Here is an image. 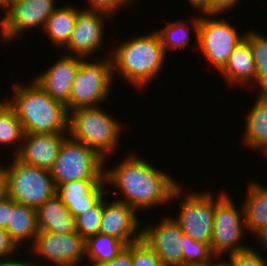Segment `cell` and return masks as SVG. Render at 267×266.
I'll use <instances>...</instances> for the list:
<instances>
[{
  "label": "cell",
  "mask_w": 267,
  "mask_h": 266,
  "mask_svg": "<svg viewBox=\"0 0 267 266\" xmlns=\"http://www.w3.org/2000/svg\"><path fill=\"white\" fill-rule=\"evenodd\" d=\"M110 168L105 165L104 181L106 185H114L123 196H119L115 189L112 191L118 194L115 200L126 203L137 212L167 205L174 190L181 184L169 172L161 171L135 152Z\"/></svg>",
  "instance_id": "1"
},
{
  "label": "cell",
  "mask_w": 267,
  "mask_h": 266,
  "mask_svg": "<svg viewBox=\"0 0 267 266\" xmlns=\"http://www.w3.org/2000/svg\"><path fill=\"white\" fill-rule=\"evenodd\" d=\"M111 50L113 76L119 75L138 90L157 80L167 56L156 31L124 40Z\"/></svg>",
  "instance_id": "2"
},
{
  "label": "cell",
  "mask_w": 267,
  "mask_h": 266,
  "mask_svg": "<svg viewBox=\"0 0 267 266\" xmlns=\"http://www.w3.org/2000/svg\"><path fill=\"white\" fill-rule=\"evenodd\" d=\"M12 85L13 94L5 97V102L15 112L24 134L68 133V110L64 104L52 99L34 80Z\"/></svg>",
  "instance_id": "3"
},
{
  "label": "cell",
  "mask_w": 267,
  "mask_h": 266,
  "mask_svg": "<svg viewBox=\"0 0 267 266\" xmlns=\"http://www.w3.org/2000/svg\"><path fill=\"white\" fill-rule=\"evenodd\" d=\"M122 127V123L101 106L68 112V136L98 152L105 164L119 146L120 134L124 132Z\"/></svg>",
  "instance_id": "4"
},
{
  "label": "cell",
  "mask_w": 267,
  "mask_h": 266,
  "mask_svg": "<svg viewBox=\"0 0 267 266\" xmlns=\"http://www.w3.org/2000/svg\"><path fill=\"white\" fill-rule=\"evenodd\" d=\"M12 161L8 166L0 162L7 177L8 197L37 209L56 194L57 188L49 170L25 164L15 156Z\"/></svg>",
  "instance_id": "5"
},
{
  "label": "cell",
  "mask_w": 267,
  "mask_h": 266,
  "mask_svg": "<svg viewBox=\"0 0 267 266\" xmlns=\"http://www.w3.org/2000/svg\"><path fill=\"white\" fill-rule=\"evenodd\" d=\"M99 61L80 57V67L71 86L69 111L78 108L98 107L109 97L113 87L111 56ZM88 60H90L88 62ZM93 62V63H92Z\"/></svg>",
  "instance_id": "6"
},
{
  "label": "cell",
  "mask_w": 267,
  "mask_h": 266,
  "mask_svg": "<svg viewBox=\"0 0 267 266\" xmlns=\"http://www.w3.org/2000/svg\"><path fill=\"white\" fill-rule=\"evenodd\" d=\"M105 159L94 149L67 136L50 170L56 188L76 180H104Z\"/></svg>",
  "instance_id": "7"
},
{
  "label": "cell",
  "mask_w": 267,
  "mask_h": 266,
  "mask_svg": "<svg viewBox=\"0 0 267 266\" xmlns=\"http://www.w3.org/2000/svg\"><path fill=\"white\" fill-rule=\"evenodd\" d=\"M182 185H179L173 192L171 200H179L180 209L174 220L179 224L185 235L193 240L209 244L212 240L213 217L215 201L224 193L215 195L211 190L193 192L189 190L184 193ZM183 197V199H182Z\"/></svg>",
  "instance_id": "8"
},
{
  "label": "cell",
  "mask_w": 267,
  "mask_h": 266,
  "mask_svg": "<svg viewBox=\"0 0 267 266\" xmlns=\"http://www.w3.org/2000/svg\"><path fill=\"white\" fill-rule=\"evenodd\" d=\"M224 193L215 201L211 251L225 257L226 253L242 252L251 247L241 243L247 231L243 205L237 208L229 193ZM241 210V211H240Z\"/></svg>",
  "instance_id": "9"
},
{
  "label": "cell",
  "mask_w": 267,
  "mask_h": 266,
  "mask_svg": "<svg viewBox=\"0 0 267 266\" xmlns=\"http://www.w3.org/2000/svg\"><path fill=\"white\" fill-rule=\"evenodd\" d=\"M201 15L196 51L202 52L211 66L219 71L226 64L234 48L244 39V33L241 35L235 25L225 18H220V15Z\"/></svg>",
  "instance_id": "10"
},
{
  "label": "cell",
  "mask_w": 267,
  "mask_h": 266,
  "mask_svg": "<svg viewBox=\"0 0 267 266\" xmlns=\"http://www.w3.org/2000/svg\"><path fill=\"white\" fill-rule=\"evenodd\" d=\"M56 0H10L3 9L5 15L0 20V39L13 42L26 31L45 27L47 18L56 7ZM24 32V33H23Z\"/></svg>",
  "instance_id": "11"
},
{
  "label": "cell",
  "mask_w": 267,
  "mask_h": 266,
  "mask_svg": "<svg viewBox=\"0 0 267 266\" xmlns=\"http://www.w3.org/2000/svg\"><path fill=\"white\" fill-rule=\"evenodd\" d=\"M29 248V253L37 257V266H80L85 258V240L76 231L60 235L39 230Z\"/></svg>",
  "instance_id": "12"
},
{
  "label": "cell",
  "mask_w": 267,
  "mask_h": 266,
  "mask_svg": "<svg viewBox=\"0 0 267 266\" xmlns=\"http://www.w3.org/2000/svg\"><path fill=\"white\" fill-rule=\"evenodd\" d=\"M107 18V19H106ZM113 16L101 10L80 9L77 7V18L68 43L64 46L68 55L91 58L100 52L103 43L104 22ZM103 44V45H102Z\"/></svg>",
  "instance_id": "13"
},
{
  "label": "cell",
  "mask_w": 267,
  "mask_h": 266,
  "mask_svg": "<svg viewBox=\"0 0 267 266\" xmlns=\"http://www.w3.org/2000/svg\"><path fill=\"white\" fill-rule=\"evenodd\" d=\"M168 217V218H167ZM142 227V241L145 242L166 266L183 264L184 233L174 217L164 215L153 225ZM150 225V226H149Z\"/></svg>",
  "instance_id": "14"
},
{
  "label": "cell",
  "mask_w": 267,
  "mask_h": 266,
  "mask_svg": "<svg viewBox=\"0 0 267 266\" xmlns=\"http://www.w3.org/2000/svg\"><path fill=\"white\" fill-rule=\"evenodd\" d=\"M106 199L107 197L103 196L99 233L112 236L120 240L125 246L140 241L143 226L140 225L141 221L137 211L114 198L110 201L111 203Z\"/></svg>",
  "instance_id": "15"
},
{
  "label": "cell",
  "mask_w": 267,
  "mask_h": 266,
  "mask_svg": "<svg viewBox=\"0 0 267 266\" xmlns=\"http://www.w3.org/2000/svg\"><path fill=\"white\" fill-rule=\"evenodd\" d=\"M63 53L52 66L36 74L32 80L52 99L64 104L69 112V96L80 67V57Z\"/></svg>",
  "instance_id": "16"
},
{
  "label": "cell",
  "mask_w": 267,
  "mask_h": 266,
  "mask_svg": "<svg viewBox=\"0 0 267 266\" xmlns=\"http://www.w3.org/2000/svg\"><path fill=\"white\" fill-rule=\"evenodd\" d=\"M67 133L23 134L19 151L15 155L21 162L51 170Z\"/></svg>",
  "instance_id": "17"
},
{
  "label": "cell",
  "mask_w": 267,
  "mask_h": 266,
  "mask_svg": "<svg viewBox=\"0 0 267 266\" xmlns=\"http://www.w3.org/2000/svg\"><path fill=\"white\" fill-rule=\"evenodd\" d=\"M104 180H76L62 183L57 187L56 194L63 204L76 218L85 210L94 206L109 192Z\"/></svg>",
  "instance_id": "18"
},
{
  "label": "cell",
  "mask_w": 267,
  "mask_h": 266,
  "mask_svg": "<svg viewBox=\"0 0 267 266\" xmlns=\"http://www.w3.org/2000/svg\"><path fill=\"white\" fill-rule=\"evenodd\" d=\"M219 73L224 76L225 81H228L229 86L231 85L233 88L236 85L254 87L255 60L251 46L245 38L234 48Z\"/></svg>",
  "instance_id": "19"
},
{
  "label": "cell",
  "mask_w": 267,
  "mask_h": 266,
  "mask_svg": "<svg viewBox=\"0 0 267 266\" xmlns=\"http://www.w3.org/2000/svg\"><path fill=\"white\" fill-rule=\"evenodd\" d=\"M37 225L40 231L68 234L76 231L75 218L55 194L36 209Z\"/></svg>",
  "instance_id": "20"
},
{
  "label": "cell",
  "mask_w": 267,
  "mask_h": 266,
  "mask_svg": "<svg viewBox=\"0 0 267 266\" xmlns=\"http://www.w3.org/2000/svg\"><path fill=\"white\" fill-rule=\"evenodd\" d=\"M242 203L247 232L255 238L267 229V186L250 181ZM255 235V236H254Z\"/></svg>",
  "instance_id": "21"
},
{
  "label": "cell",
  "mask_w": 267,
  "mask_h": 266,
  "mask_svg": "<svg viewBox=\"0 0 267 266\" xmlns=\"http://www.w3.org/2000/svg\"><path fill=\"white\" fill-rule=\"evenodd\" d=\"M256 100L247 115L243 143L253 150L267 154V101L256 92Z\"/></svg>",
  "instance_id": "22"
},
{
  "label": "cell",
  "mask_w": 267,
  "mask_h": 266,
  "mask_svg": "<svg viewBox=\"0 0 267 266\" xmlns=\"http://www.w3.org/2000/svg\"><path fill=\"white\" fill-rule=\"evenodd\" d=\"M7 233L22 249L23 242L32 245L38 234L36 209L16 203L12 199V209L9 212V223H7ZM28 240V241H27Z\"/></svg>",
  "instance_id": "23"
},
{
  "label": "cell",
  "mask_w": 267,
  "mask_h": 266,
  "mask_svg": "<svg viewBox=\"0 0 267 266\" xmlns=\"http://www.w3.org/2000/svg\"><path fill=\"white\" fill-rule=\"evenodd\" d=\"M200 16H194V18H191V23H188V21L184 19L176 20L169 22L167 21V24L165 27H162V29L155 30L156 33L159 35L162 47L164 48L165 53L170 50L175 49H183L190 45L191 42V32L193 31L195 39L197 42L194 45V47H198V31H199V21ZM193 23V24H192ZM193 25L192 27L189 25ZM190 28H193L191 30Z\"/></svg>",
  "instance_id": "24"
},
{
  "label": "cell",
  "mask_w": 267,
  "mask_h": 266,
  "mask_svg": "<svg viewBox=\"0 0 267 266\" xmlns=\"http://www.w3.org/2000/svg\"><path fill=\"white\" fill-rule=\"evenodd\" d=\"M77 18V7L75 5L57 6L53 13L47 18L43 33L47 34L50 42L64 48L68 43Z\"/></svg>",
  "instance_id": "25"
},
{
  "label": "cell",
  "mask_w": 267,
  "mask_h": 266,
  "mask_svg": "<svg viewBox=\"0 0 267 266\" xmlns=\"http://www.w3.org/2000/svg\"><path fill=\"white\" fill-rule=\"evenodd\" d=\"M126 246L118 239L97 233L85 240V257L88 266H98L115 258Z\"/></svg>",
  "instance_id": "26"
},
{
  "label": "cell",
  "mask_w": 267,
  "mask_h": 266,
  "mask_svg": "<svg viewBox=\"0 0 267 266\" xmlns=\"http://www.w3.org/2000/svg\"><path fill=\"white\" fill-rule=\"evenodd\" d=\"M23 129L15 112L8 106L5 99L0 101V145L13 146L14 156L20 149ZM15 147V148H14Z\"/></svg>",
  "instance_id": "27"
},
{
  "label": "cell",
  "mask_w": 267,
  "mask_h": 266,
  "mask_svg": "<svg viewBox=\"0 0 267 266\" xmlns=\"http://www.w3.org/2000/svg\"><path fill=\"white\" fill-rule=\"evenodd\" d=\"M244 38L251 46L255 60V83H257L258 94L267 88V36L259 31L250 30L244 33Z\"/></svg>",
  "instance_id": "28"
},
{
  "label": "cell",
  "mask_w": 267,
  "mask_h": 266,
  "mask_svg": "<svg viewBox=\"0 0 267 266\" xmlns=\"http://www.w3.org/2000/svg\"><path fill=\"white\" fill-rule=\"evenodd\" d=\"M103 211V197L92 207L75 218L76 232L84 240L99 233Z\"/></svg>",
  "instance_id": "29"
},
{
  "label": "cell",
  "mask_w": 267,
  "mask_h": 266,
  "mask_svg": "<svg viewBox=\"0 0 267 266\" xmlns=\"http://www.w3.org/2000/svg\"><path fill=\"white\" fill-rule=\"evenodd\" d=\"M213 255L209 244L195 241L184 234L183 263L203 262Z\"/></svg>",
  "instance_id": "30"
},
{
  "label": "cell",
  "mask_w": 267,
  "mask_h": 266,
  "mask_svg": "<svg viewBox=\"0 0 267 266\" xmlns=\"http://www.w3.org/2000/svg\"><path fill=\"white\" fill-rule=\"evenodd\" d=\"M132 266H166L142 240L131 244Z\"/></svg>",
  "instance_id": "31"
},
{
  "label": "cell",
  "mask_w": 267,
  "mask_h": 266,
  "mask_svg": "<svg viewBox=\"0 0 267 266\" xmlns=\"http://www.w3.org/2000/svg\"><path fill=\"white\" fill-rule=\"evenodd\" d=\"M226 255L229 256V260L225 261L226 266H267V259L253 246L245 251Z\"/></svg>",
  "instance_id": "32"
},
{
  "label": "cell",
  "mask_w": 267,
  "mask_h": 266,
  "mask_svg": "<svg viewBox=\"0 0 267 266\" xmlns=\"http://www.w3.org/2000/svg\"><path fill=\"white\" fill-rule=\"evenodd\" d=\"M135 0H87L89 7H84V9L101 10L111 14L113 17L117 15L120 9L134 8Z\"/></svg>",
  "instance_id": "33"
},
{
  "label": "cell",
  "mask_w": 267,
  "mask_h": 266,
  "mask_svg": "<svg viewBox=\"0 0 267 266\" xmlns=\"http://www.w3.org/2000/svg\"><path fill=\"white\" fill-rule=\"evenodd\" d=\"M19 250L20 247L15 243L7 231L0 228V262L11 260L16 257L15 255L18 256L17 253Z\"/></svg>",
  "instance_id": "34"
},
{
  "label": "cell",
  "mask_w": 267,
  "mask_h": 266,
  "mask_svg": "<svg viewBox=\"0 0 267 266\" xmlns=\"http://www.w3.org/2000/svg\"><path fill=\"white\" fill-rule=\"evenodd\" d=\"M238 2L240 0H210V14H223L227 11L229 12L231 9V12L236 5H238Z\"/></svg>",
  "instance_id": "35"
},
{
  "label": "cell",
  "mask_w": 267,
  "mask_h": 266,
  "mask_svg": "<svg viewBox=\"0 0 267 266\" xmlns=\"http://www.w3.org/2000/svg\"><path fill=\"white\" fill-rule=\"evenodd\" d=\"M98 266H132L131 244L126 246L115 258Z\"/></svg>",
  "instance_id": "36"
},
{
  "label": "cell",
  "mask_w": 267,
  "mask_h": 266,
  "mask_svg": "<svg viewBox=\"0 0 267 266\" xmlns=\"http://www.w3.org/2000/svg\"><path fill=\"white\" fill-rule=\"evenodd\" d=\"M12 209V199L5 197L0 201V228L6 229L7 223H9V212Z\"/></svg>",
  "instance_id": "37"
},
{
  "label": "cell",
  "mask_w": 267,
  "mask_h": 266,
  "mask_svg": "<svg viewBox=\"0 0 267 266\" xmlns=\"http://www.w3.org/2000/svg\"><path fill=\"white\" fill-rule=\"evenodd\" d=\"M221 258H223V256L213 255L210 259L206 261L183 263L180 266H226L224 260L220 261Z\"/></svg>",
  "instance_id": "38"
},
{
  "label": "cell",
  "mask_w": 267,
  "mask_h": 266,
  "mask_svg": "<svg viewBox=\"0 0 267 266\" xmlns=\"http://www.w3.org/2000/svg\"><path fill=\"white\" fill-rule=\"evenodd\" d=\"M195 11L210 15V0H187ZM202 11V12H201Z\"/></svg>",
  "instance_id": "39"
},
{
  "label": "cell",
  "mask_w": 267,
  "mask_h": 266,
  "mask_svg": "<svg viewBox=\"0 0 267 266\" xmlns=\"http://www.w3.org/2000/svg\"><path fill=\"white\" fill-rule=\"evenodd\" d=\"M27 259H25V261L23 259L17 260V258L15 259H11V260H6V261H1L0 262V266H37L33 261L31 260V262Z\"/></svg>",
  "instance_id": "40"
},
{
  "label": "cell",
  "mask_w": 267,
  "mask_h": 266,
  "mask_svg": "<svg viewBox=\"0 0 267 266\" xmlns=\"http://www.w3.org/2000/svg\"><path fill=\"white\" fill-rule=\"evenodd\" d=\"M7 197V177L0 165V201Z\"/></svg>",
  "instance_id": "41"
},
{
  "label": "cell",
  "mask_w": 267,
  "mask_h": 266,
  "mask_svg": "<svg viewBox=\"0 0 267 266\" xmlns=\"http://www.w3.org/2000/svg\"><path fill=\"white\" fill-rule=\"evenodd\" d=\"M255 239H258L257 241L260 244V247H262L264 251H267V229L262 231L259 235L256 236ZM267 253V252H266Z\"/></svg>",
  "instance_id": "42"
},
{
  "label": "cell",
  "mask_w": 267,
  "mask_h": 266,
  "mask_svg": "<svg viewBox=\"0 0 267 266\" xmlns=\"http://www.w3.org/2000/svg\"><path fill=\"white\" fill-rule=\"evenodd\" d=\"M10 0H0V9H3L9 4Z\"/></svg>",
  "instance_id": "43"
},
{
  "label": "cell",
  "mask_w": 267,
  "mask_h": 266,
  "mask_svg": "<svg viewBox=\"0 0 267 266\" xmlns=\"http://www.w3.org/2000/svg\"><path fill=\"white\" fill-rule=\"evenodd\" d=\"M260 95L267 101V89L261 92Z\"/></svg>",
  "instance_id": "44"
}]
</instances>
